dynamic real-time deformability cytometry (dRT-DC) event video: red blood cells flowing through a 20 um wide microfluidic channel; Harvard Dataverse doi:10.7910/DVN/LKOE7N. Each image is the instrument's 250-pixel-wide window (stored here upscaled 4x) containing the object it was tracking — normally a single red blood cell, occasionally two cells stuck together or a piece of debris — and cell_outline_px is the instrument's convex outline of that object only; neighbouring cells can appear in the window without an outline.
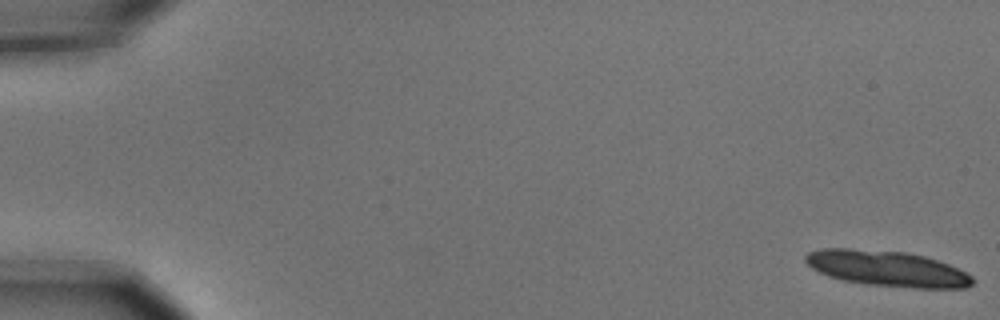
{"species": "common noctule bat (a hibernating species)", "species_latin": "Nyctalus noctula", "temperature_condition": "cold", "stored_images_in_passage": 6, "camera_frame_rate_fps": 3000, "um_per_image_px": 0.085, "animal": {"sex": "male", "body_mass_g": 15.6}, "frame": {"image": 1, "passage_image": 1, "time_ms": 0.0, "image_size_px": [1000, 320], "cell_outline_px": [[976, 280], [972, 284], [964, 288], [916, 288], [864, 284], [840, 280], [828, 276], [812, 268], [804, 260], [804, 256], [808, 252], [824, 248], [848, 248], [904, 252], [924, 256], [948, 264], [972, 276]], "centroid_in_image_um": [75.38, 22.83], "position_along_channel_um": 9.6, "area_um2": 34.68}}